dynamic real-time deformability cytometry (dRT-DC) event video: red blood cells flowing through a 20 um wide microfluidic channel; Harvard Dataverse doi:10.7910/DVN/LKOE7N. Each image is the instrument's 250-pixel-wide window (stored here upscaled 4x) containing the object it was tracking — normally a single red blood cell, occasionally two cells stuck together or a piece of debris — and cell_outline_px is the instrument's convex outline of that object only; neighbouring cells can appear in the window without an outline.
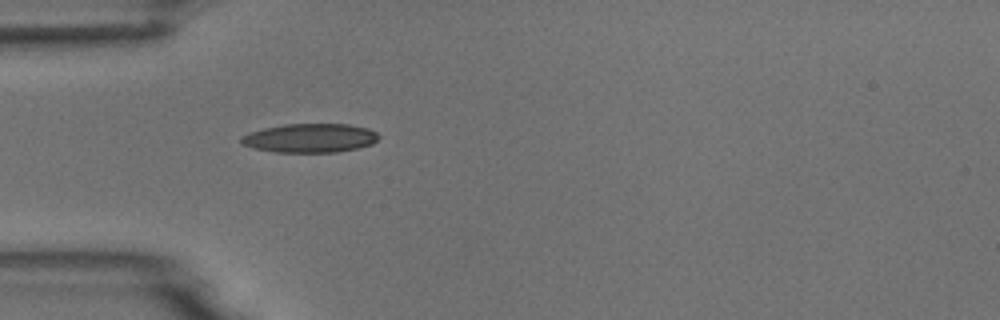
{"species": "common noctule bat (a hibernating species)", "species_latin": "Nyctalus noctula", "temperature_condition": "room temperature", "stored_images_in_passage": 5, "camera_frame_rate_fps": 3000, "um_per_image_px": 0.085, "animal": {"sex": "male", "body_mass_g": 18.8}, "frame": {"image": 1, "passage_image": 5, "time_ms": 5.667, "image_size_px": [1000, 320], "cell_outline_px": [[380, 136], [372, 144], [360, 148], [336, 152], [276, 152], [256, 148], [240, 144], [240, 136], [264, 128], [284, 124], [348, 124], [368, 128], [376, 132]], "centroid_in_image_um": [26.37, 11.73], "position_along_channel_um": 58.6, "area_um2": 23.18}}